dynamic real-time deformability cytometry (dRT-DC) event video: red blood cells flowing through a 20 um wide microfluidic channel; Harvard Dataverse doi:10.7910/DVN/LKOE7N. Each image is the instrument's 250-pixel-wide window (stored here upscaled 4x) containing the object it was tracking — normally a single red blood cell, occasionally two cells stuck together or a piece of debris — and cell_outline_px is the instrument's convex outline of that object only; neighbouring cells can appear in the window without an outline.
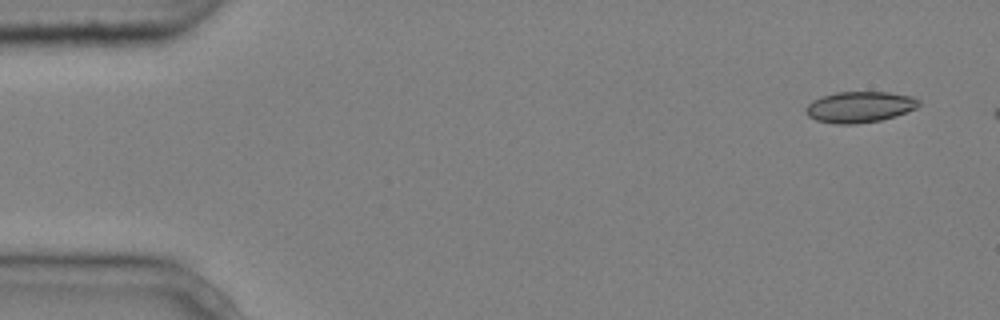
{"species": "common noctule bat (a hibernating species)", "species_latin": "Nyctalus noctula", "temperature_condition": "cold", "stored_images_in_passage": 4, "camera_frame_rate_fps": 3000, "um_per_image_px": 0.085, "animal": {"sex": "male", "body_mass_g": 20.4}, "frame": {"image": 1, "passage_image": 1, "time_ms": 0.0, "image_size_px": [1000, 320], "cell_outline_px": [[920, 104], [916, 108], [896, 116], [880, 120], [856, 124], [836, 124], [816, 120], [808, 116], [804, 112], [804, 108], [812, 100], [820, 96], [836, 92], [888, 92], [912, 96], [920, 100]], "centroid_in_image_um": [73.04, 9.09], "position_along_channel_um": 12.0, "area_um2": 20.63}}